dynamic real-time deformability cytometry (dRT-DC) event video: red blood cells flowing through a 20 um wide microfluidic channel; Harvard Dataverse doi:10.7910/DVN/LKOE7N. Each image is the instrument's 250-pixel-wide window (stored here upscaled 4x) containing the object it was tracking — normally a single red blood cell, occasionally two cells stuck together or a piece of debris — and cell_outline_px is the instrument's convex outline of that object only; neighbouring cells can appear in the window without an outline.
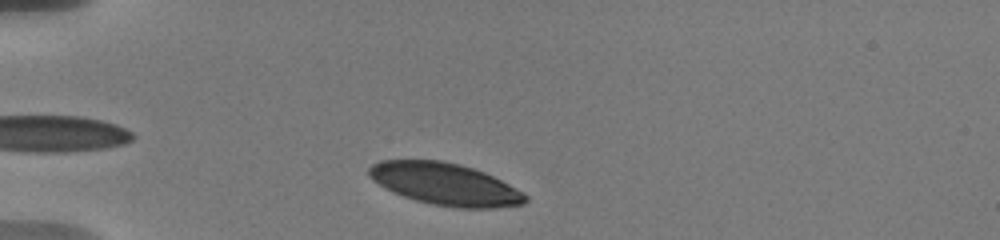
{"species": "human", "species_latin": "Homo sapiens", "temperature_condition": "warm", "stored_images_in_passage": 41, "camera_frame_rate_fps": 3000, "um_per_image_px": 0.085, "donor": {"sex": "male"}, "frame": {"image": 1, "passage_image": 1, "time_ms": 0.0, "image_size_px": [1000, 240], "cell_outline_px": [[528, 200], [524, 204], [496, 208], [456, 208], [432, 204], [416, 200], [392, 192], [372, 180], [368, 176], [368, 168], [372, 164], [380, 160], [440, 160], [460, 164], [484, 172], [524, 192], [528, 196]], "centroid_in_image_um": [37.83, 15.65], "position_along_channel_um": 47.2, "area_um2": 38.44}}
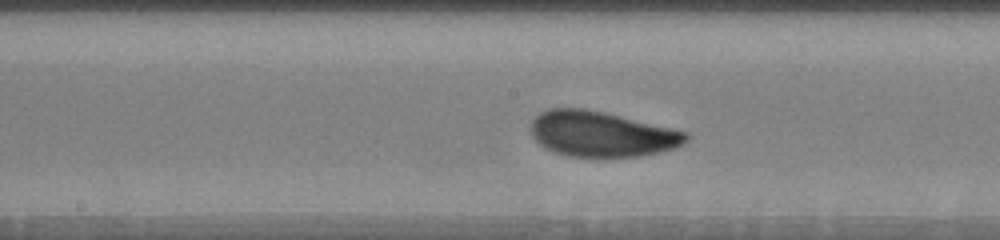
{"frame": {"image": 2, "passage_image": 17, "time_ms": 5.0, "image_size_px": [1000, 240], "cell_outline_px": [[688, 140], [684, 144], [676, 148], [660, 152], [640, 156], [568, 156], [544, 148], [532, 136], [532, 120], [540, 112], [548, 108], [584, 108], [604, 112], [672, 128], [688, 132]], "centroid_in_image_um": [51.15, 11.38], "position_along_channel_um": 197.1, "area_um2": 40.92}}
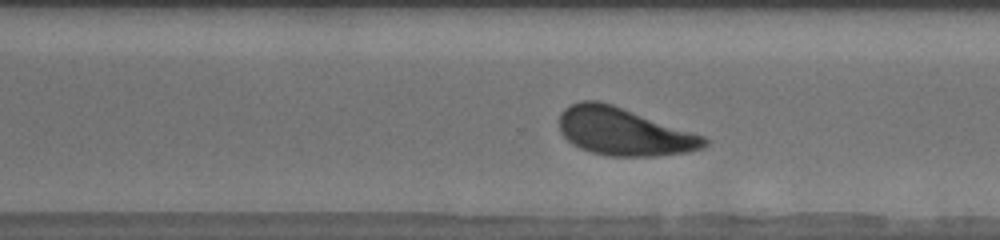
{"frame": {"image": 3, "passage_image": 31, "time_ms": 8.333, "image_size_px": [1000, 240], "cell_outline_px": [[708, 144], [704, 148], [688, 152], [652, 156], [608, 156], [592, 152], [580, 148], [572, 144], [560, 132], [560, 112], [564, 108], [580, 100], [600, 100], [612, 104], [704, 136], [708, 140]], "centroid_in_image_um": [53.01, 11.19], "position_along_channel_um": 317.6, "area_um2": 40.17}, "authors_computed_cell_mechanics": {"area_um2": 40.9224, "velocity_mm_per_s": 3.6321, "shape_relaxation_time_tau1_ms": 2.7344, "shape_relaxation_time_tau2_ms": null, "deformation_change_tau1": 0.1113, "deformation_change_tau2": null}}